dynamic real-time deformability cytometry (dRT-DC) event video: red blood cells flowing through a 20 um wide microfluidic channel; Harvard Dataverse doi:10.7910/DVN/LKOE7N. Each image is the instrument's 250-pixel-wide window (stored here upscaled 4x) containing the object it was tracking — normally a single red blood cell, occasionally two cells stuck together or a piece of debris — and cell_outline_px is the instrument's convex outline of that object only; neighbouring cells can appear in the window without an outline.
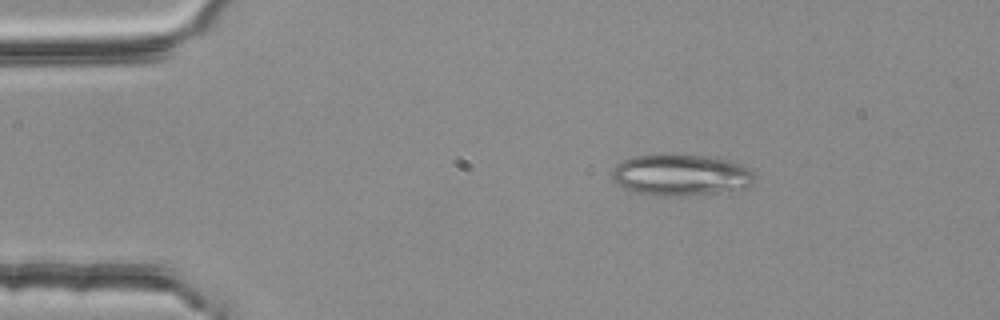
{"species": "common noctule bat (a hibernating species)", "species_latin": "Nyctalus noctula", "temperature_condition": "room temperature", "stored_images_in_passage": 3, "camera_frame_rate_fps": 3000, "um_per_image_px": 0.085, "animal": {"sex": "female", "body_mass_g": 25.1}, "frame": {"image": 1, "passage_image": 2, "time_ms": 0.333, "image_size_px": [1000, 320], "cell_outline_px": [[756, 176], [752, 184], [748, 188], [720, 192], [680, 196], [660, 196], [632, 192], [624, 188], [612, 176], [612, 168], [616, 164], [624, 160], [636, 156], [664, 152], [712, 156], [732, 160], [748, 168]], "centroid_in_image_um": [57.9, 14.84], "position_along_channel_um": 27.1, "area_um2": 35.26}}